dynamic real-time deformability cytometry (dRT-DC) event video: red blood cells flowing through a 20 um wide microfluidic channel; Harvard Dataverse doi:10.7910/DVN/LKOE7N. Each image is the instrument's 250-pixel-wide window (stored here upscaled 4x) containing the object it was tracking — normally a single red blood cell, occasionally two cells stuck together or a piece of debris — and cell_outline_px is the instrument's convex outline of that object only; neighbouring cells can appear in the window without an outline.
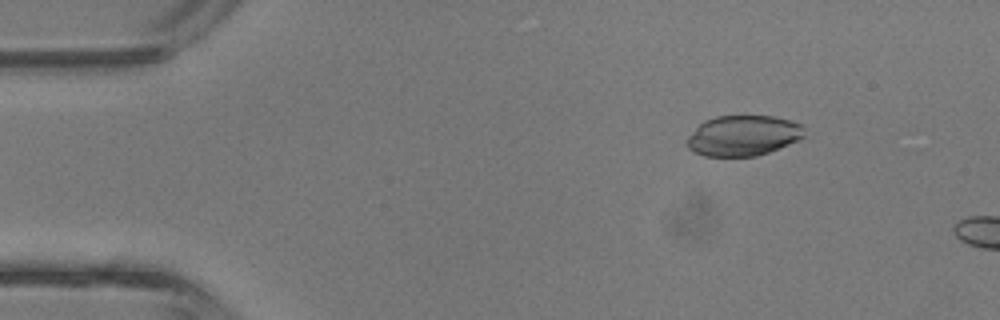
{"species": "common noctule bat (a hibernating species)", "species_latin": "Nyctalus noctula", "temperature_condition": "room temperature", "stored_images_in_passage": 10, "camera_frame_rate_fps": 3000, "um_per_image_px": 0.085, "animal": {"sex": "male", "body_mass_g": 13.3}, "frame": {"image": 1, "passage_image": 6, "time_ms": 1.667, "image_size_px": [1000, 320], "cell_outline_px": [[804, 136], [788, 144], [768, 152], [756, 156], [704, 156], [692, 152], [684, 144], [684, 140], [704, 120], [716, 116], [772, 116], [792, 120], [800, 124]], "centroid_in_image_um": [63.09, 11.53], "position_along_channel_um": 21.9, "area_um2": 27.63}}